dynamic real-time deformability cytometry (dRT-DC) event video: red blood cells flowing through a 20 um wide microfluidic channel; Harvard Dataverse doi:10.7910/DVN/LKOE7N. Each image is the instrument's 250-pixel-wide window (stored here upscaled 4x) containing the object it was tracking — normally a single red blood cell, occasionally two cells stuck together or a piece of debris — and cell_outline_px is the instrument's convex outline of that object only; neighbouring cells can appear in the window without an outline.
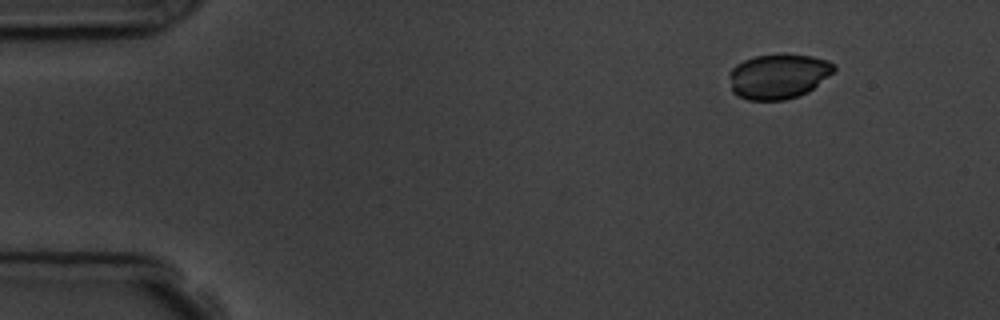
{"species": "common noctule bat (a hibernating species)", "species_latin": "Nyctalus noctula", "temperature_condition": "room temperature", "stored_images_in_passage": 3, "camera_frame_rate_fps": 3000, "um_per_image_px": 0.085, "animal": {"sex": "male", "body_mass_g": 19.5, "forearm_length_mm": 54.6}, "frame": {"image": 1, "passage_image": 1, "time_ms": 0.0, "image_size_px": [1000, 320], "cell_outline_px": [[836, 68], [828, 76], [808, 92], [800, 96], [784, 100], [748, 100], [736, 96], [732, 92], [728, 76], [728, 72], [736, 64], [744, 60], [756, 56], [812, 56], [828, 60], [836, 64]], "centroid_in_image_um": [66.13, 6.52], "position_along_channel_um": 18.9, "area_um2": 27.22}}
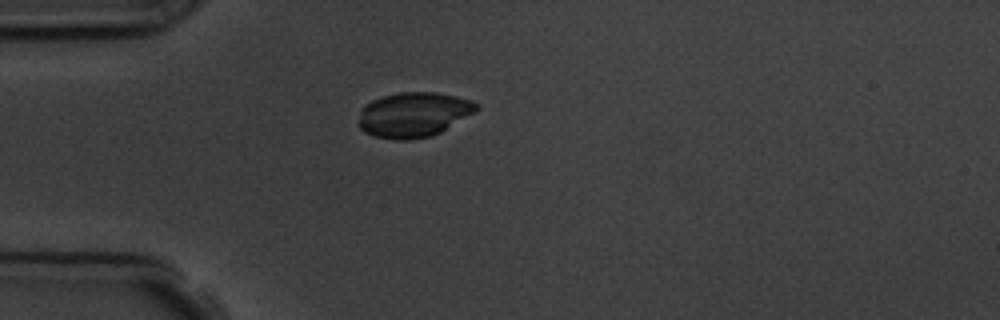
{"frame": {"image": 2, "passage_image": 3, "time_ms": 3.0, "image_size_px": [1000, 320], "cell_outline_px": [[480, 108], [476, 112], [440, 132], [432, 136], [408, 140], [396, 140], [376, 136], [364, 132], [356, 124], [360, 108], [372, 100], [384, 96], [400, 92], [436, 92], [456, 96], [472, 100], [480, 104]], "centroid_in_image_um": [35.15, 9.74], "position_along_channel_um": 49.8, "area_um2": 31.21}}